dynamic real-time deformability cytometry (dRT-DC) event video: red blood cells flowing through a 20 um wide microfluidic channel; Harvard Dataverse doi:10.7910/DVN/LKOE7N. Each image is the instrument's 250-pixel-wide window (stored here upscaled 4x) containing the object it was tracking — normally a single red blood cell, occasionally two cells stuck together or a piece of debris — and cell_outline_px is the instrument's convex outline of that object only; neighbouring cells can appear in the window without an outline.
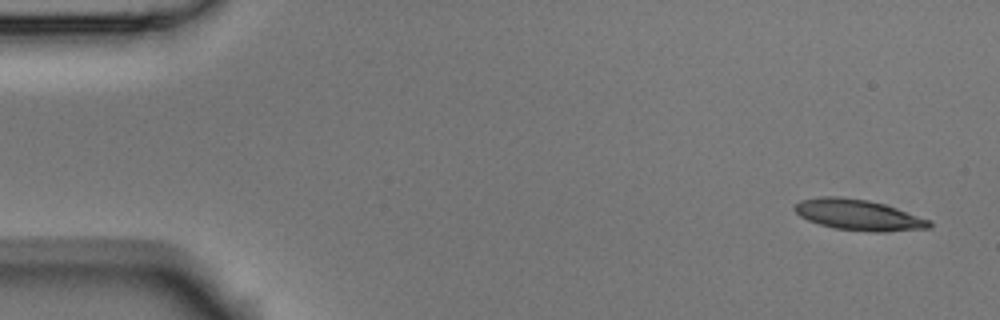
{"species": "Egyptian fruit bat (a non-hibernating species)", "species_latin": "Rousettus aegyptiacus", "temperature_condition": "room temperature", "stored_images_in_passage": 4, "camera_frame_rate_fps": 3000, "um_per_image_px": 0.085, "animal": {"sex": "male"}, "frame": {"image": 1, "passage_image": 1, "time_ms": 0.0, "image_size_px": [1000, 320], "cell_outline_px": [[932, 228], [884, 232], [868, 232], [836, 228], [820, 224], [808, 220], [800, 216], [792, 208], [800, 200], [820, 196], [840, 196], [868, 200], [884, 204], [932, 220]], "centroid_in_image_um": [72.99, 18.26], "position_along_channel_um": 12.0, "area_um2": 24.33}}